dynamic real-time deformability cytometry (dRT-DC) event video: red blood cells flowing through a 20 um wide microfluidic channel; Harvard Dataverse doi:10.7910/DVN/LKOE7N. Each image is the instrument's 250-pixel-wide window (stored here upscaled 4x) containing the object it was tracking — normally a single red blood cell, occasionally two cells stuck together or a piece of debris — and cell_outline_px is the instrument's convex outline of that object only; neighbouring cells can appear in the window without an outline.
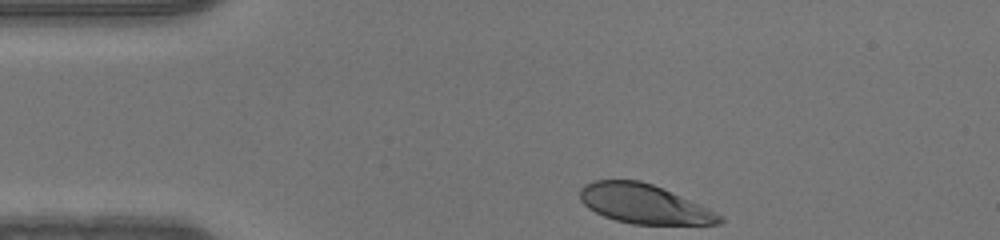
{"species": "human", "species_latin": "Homo sapiens", "temperature_condition": "warm", "stored_images_in_passage": 33, "camera_frame_rate_fps": 3000, "um_per_image_px": 0.085, "donor": {"sex": "male"}, "frame": {"image": 1, "passage_image": 1, "time_ms": 0.0, "image_size_px": [1000, 240], "cell_outline_px": [[724, 220], [720, 224], [632, 224], [616, 220], [604, 216], [588, 208], [580, 200], [580, 188], [584, 184], [592, 180], [640, 180], [652, 184], [700, 204], [724, 216]], "centroid_in_image_um": [54.74, 17.33], "position_along_channel_um": 30.3, "area_um2": 31.91}}
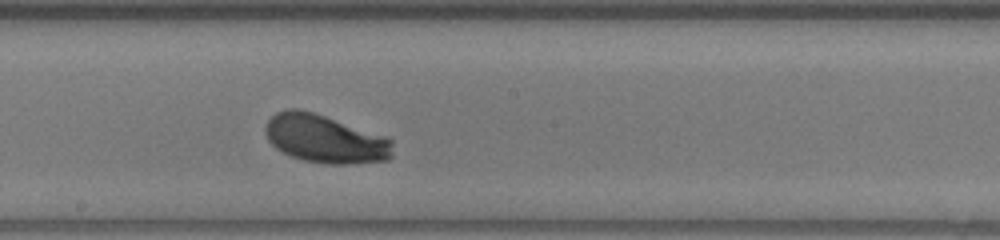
{"frame": {"image": 2, "passage_image": 19, "time_ms": 6.0, "image_size_px": [1000, 240], "cell_outline_px": [[392, 156], [388, 160], [348, 164], [328, 164], [304, 160], [292, 156], [276, 148], [268, 140], [264, 132], [264, 124], [276, 112], [288, 108], [296, 108], [312, 112], [388, 136], [392, 140]], "centroid_in_image_um": [27.63, 11.8], "position_along_channel_um": 220.6, "area_um2": 35.89}}
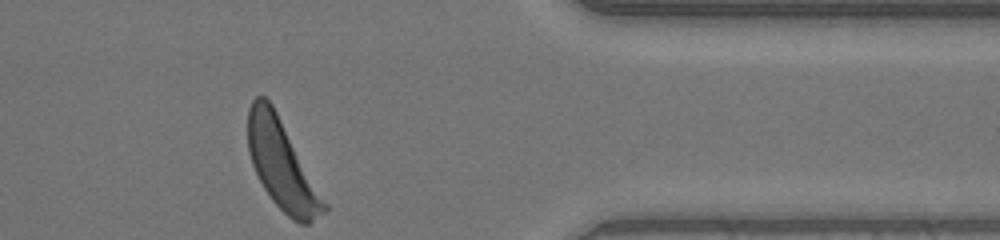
{"frame": {"image": 3, "passage_image": 33, "time_ms": 10.667, "image_size_px": [1000, 240], "cell_outline_px": [[328, 208], [324, 212], [308, 224], [300, 224], [292, 220], [272, 200], [264, 188], [252, 164], [248, 152], [248, 108], [252, 100], [256, 96], [264, 96], [272, 104], [328, 204]], "centroid_in_image_um": [23.95, 14.02], "position_along_channel_um": 387.4, "area_um2": 38.96}}